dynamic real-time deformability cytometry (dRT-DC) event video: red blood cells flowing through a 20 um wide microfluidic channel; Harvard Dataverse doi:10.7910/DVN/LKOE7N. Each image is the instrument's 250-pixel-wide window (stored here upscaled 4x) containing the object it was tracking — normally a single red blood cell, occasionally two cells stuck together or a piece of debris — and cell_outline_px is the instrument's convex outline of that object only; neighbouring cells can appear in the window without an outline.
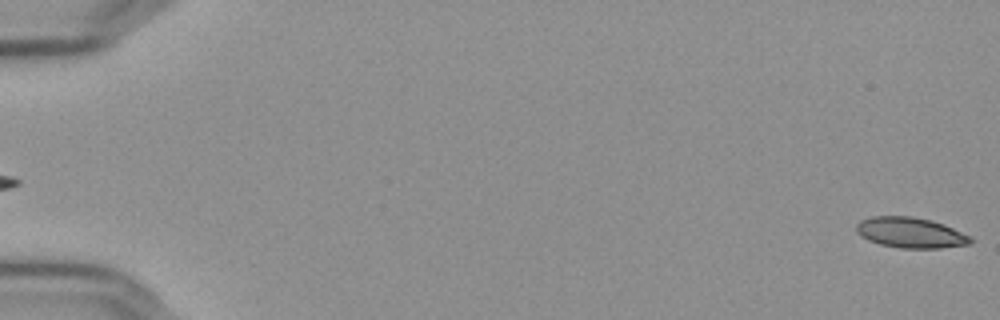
{"species": "Egyptian fruit bat (a non-hibernating species)", "species_latin": "Rousettus aegyptiacus", "temperature_condition": "cold", "stored_images_in_passage": 13, "camera_frame_rate_fps": 3000, "um_per_image_px": 0.085, "frame": {"image": 1, "passage_image": 1, "time_ms": 0.0, "image_size_px": [1000, 320], "cell_outline_px": [[972, 240], [968, 244], [940, 248], [900, 248], [880, 244], [868, 240], [860, 236], [856, 232], [856, 224], [860, 220], [872, 216], [912, 216], [932, 220], [944, 224], [972, 236]], "centroid_in_image_um": [77.38, 19.77], "position_along_channel_um": 7.6, "area_um2": 20.46}}